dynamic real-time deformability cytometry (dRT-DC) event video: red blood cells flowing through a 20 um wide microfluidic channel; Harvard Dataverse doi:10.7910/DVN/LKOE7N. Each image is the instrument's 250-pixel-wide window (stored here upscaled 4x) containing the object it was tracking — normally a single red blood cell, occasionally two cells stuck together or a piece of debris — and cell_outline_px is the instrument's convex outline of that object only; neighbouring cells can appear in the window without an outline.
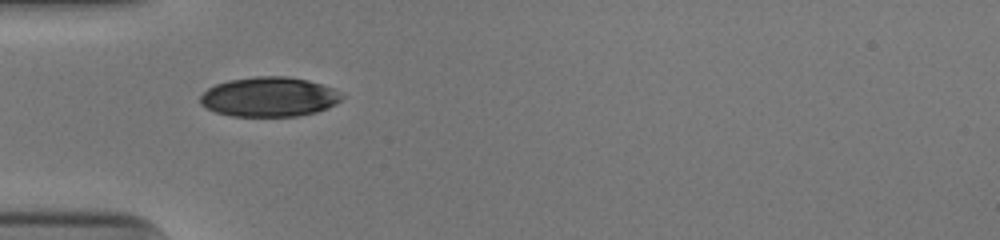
{"species": "human", "species_latin": "Homo sapiens", "temperature_condition": "cold", "stored_images_in_passage": 34, "camera_frame_rate_fps": 3000, "um_per_image_px": 0.085, "donor": {"sex": "male"}, "frame": {"image": 1, "passage_image": 1, "time_ms": 0.0, "image_size_px": [1000, 240], "cell_outline_px": [[344, 96], [336, 104], [328, 108], [316, 112], [300, 116], [232, 116], [216, 112], [200, 104], [200, 96], [208, 88], [216, 84], [228, 80], [256, 76], [288, 76], [308, 80], [332, 88]], "centroid_in_image_um": [22.88, 8.23], "position_along_channel_um": 62.1, "area_um2": 32.71}}
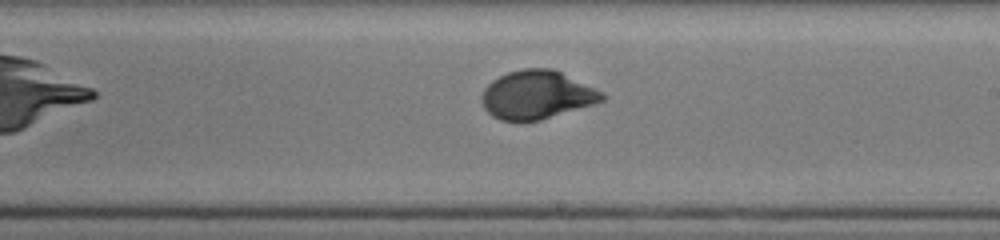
{"frame": {"image": 2, "passage_image": 15, "time_ms": 4.667, "image_size_px": [1000, 240], "cell_outline_px": [[608, 96], [604, 100], [592, 104], [540, 120], [500, 120], [492, 116], [484, 108], [480, 96], [484, 88], [492, 80], [508, 72], [524, 68], [552, 68], [604, 92]], "centroid_in_image_um": [45.62, 8.05], "position_along_channel_um": 243.4, "area_um2": 33.76}}
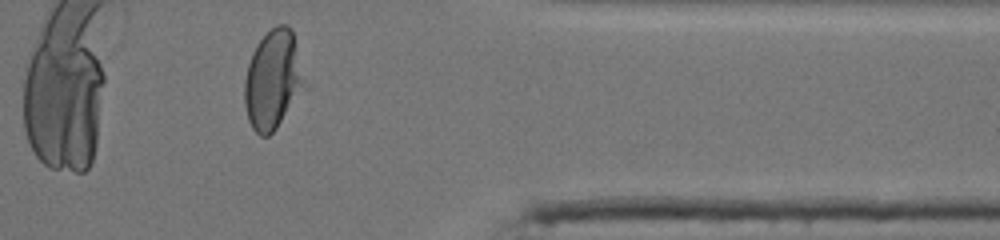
{"frame": {"image": 3, "passage_image": 27, "time_ms": 8.667, "image_size_px": [1000, 240], "cell_outline_px": [[300, 88], [276, 128], [268, 136], [260, 136], [252, 128], [248, 120], [244, 104], [244, 80], [248, 64], [252, 52], [256, 44], [276, 24], [288, 24], [292, 28], [300, 80]], "centroid_in_image_um": [23.06, 6.77], "position_along_channel_um": 388.3, "area_um2": 32.66}, "authors_computed_cell_mechanics": {"area_um2": 33.7841, "velocity_mm_per_s": 3.9571, "shape_relaxation_time_tau1_ms": 3.6841, "shape_relaxation_time_tau2_ms": null, "deformation_change_tau1": 0.1511, "deformation_change_tau2": null}}